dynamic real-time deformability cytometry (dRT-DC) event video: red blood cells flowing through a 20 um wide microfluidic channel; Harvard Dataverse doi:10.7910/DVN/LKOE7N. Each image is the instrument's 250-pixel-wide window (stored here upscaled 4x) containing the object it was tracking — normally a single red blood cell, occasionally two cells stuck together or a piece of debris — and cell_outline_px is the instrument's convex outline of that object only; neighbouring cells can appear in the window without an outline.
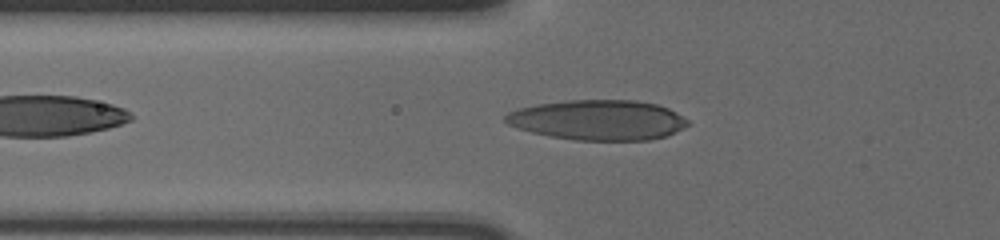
{"species": "human", "species_latin": "Homo sapiens", "temperature_condition": "cold", "stored_images_in_passage": 41, "camera_frame_rate_fps": 3000, "um_per_image_px": 0.085, "donor": {"sex": "male"}, "frame": {"image": 1, "passage_image": 6, "time_ms": 1.667, "image_size_px": [1000, 240], "cell_outline_px": [[688, 124], [668, 136], [648, 140], [576, 140], [552, 136], [532, 132], [516, 128], [508, 124], [504, 120], [504, 116], [508, 112], [520, 108], [536, 104], [564, 100], [636, 100], [656, 104], [668, 108], [676, 112], [688, 120]], "centroid_in_image_um": [50.82, 10.19], "position_along_channel_um": 75.0, "area_um2": 42.6}}
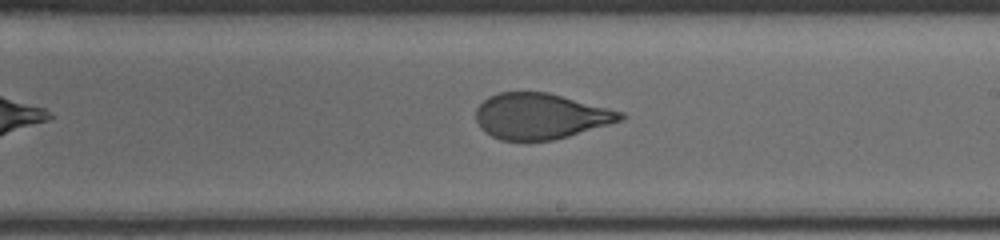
{"frame": {"image": 2, "passage_image": 20, "time_ms": 6.333, "image_size_px": [1000, 240], "cell_outline_px": [[624, 120], [568, 136], [552, 140], [500, 140], [484, 132], [480, 128], [476, 120], [476, 108], [488, 96], [500, 92], [548, 92], [624, 112]], "centroid_in_image_um": [45.93, 9.87], "position_along_channel_um": 243.1, "area_um2": 38.49}}
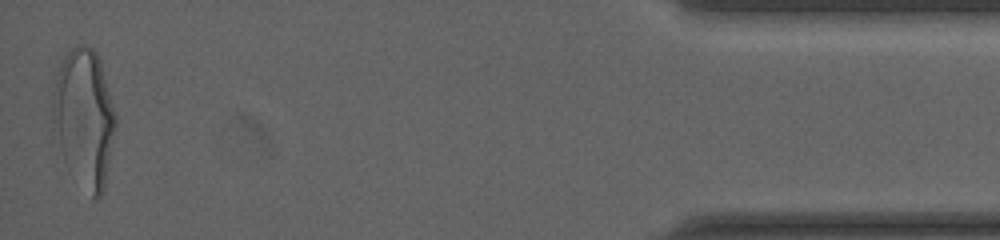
{"frame": {"image": 3, "passage_image": 41, "time_ms": 13.333, "image_size_px": [1000, 240], "cell_outline_px": [[116, 124], [104, 192], [96, 200], [92, 196], [60, 144], [52, 128], [52, 92], [56, 72], [64, 56], [76, 44], [84, 44], [92, 48], [96, 52], [100, 60], [116, 116]], "centroid_in_image_um": [7.17, 9.86], "position_along_channel_um": 428.0, "area_um2": 49.07}, "authors_computed_cell_mechanics": {"area_um2": 40.0554, "velocity_mm_per_s": 3.6257, "shape_relaxation_time_tau1_ms": 5.5776, "shape_relaxation_time_tau2_ms": 0.9927, "deformation_change_tau1": 0.2287, "deformation_change_tau2": 0.0809}}